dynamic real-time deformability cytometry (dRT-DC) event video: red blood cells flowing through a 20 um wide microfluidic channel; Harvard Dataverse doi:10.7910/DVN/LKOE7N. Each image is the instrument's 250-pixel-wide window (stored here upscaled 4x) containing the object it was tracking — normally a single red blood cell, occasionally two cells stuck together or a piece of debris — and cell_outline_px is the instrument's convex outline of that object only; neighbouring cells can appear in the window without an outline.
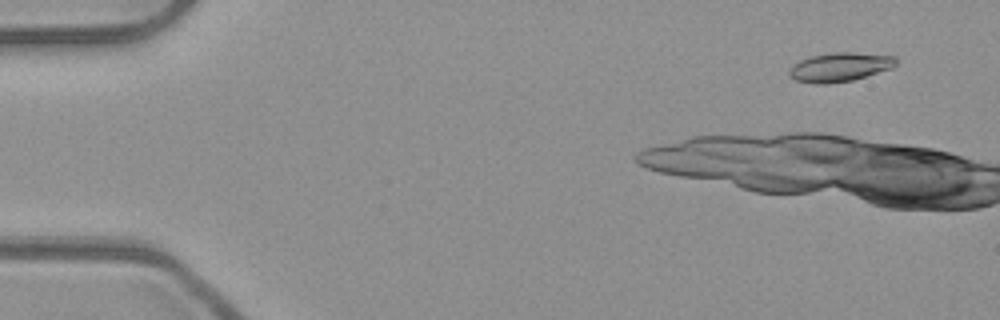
{"species": "common noctule bat (a hibernating species)", "species_latin": "Nyctalus noctula", "temperature_condition": "room temperature", "stored_images_in_passage": 13, "camera_frame_rate_fps": 3000, "um_per_image_px": 0.085, "animal": {"sex": "male", "body_mass_g": 23.1, "forearm_length_mm": 52.7}, "frame": {"image": 1, "passage_image": 4, "time_ms": 1.0, "image_size_px": [1000, 320], "cell_outline_px": [[896, 64], [892, 68], [852, 80], [828, 84], [816, 84], [796, 80], [788, 72], [792, 64], [808, 56], [832, 52], [852, 52], [896, 56]], "centroid_in_image_um": [71.37, 5.69], "position_along_channel_um": 13.6, "area_um2": 18.09}}